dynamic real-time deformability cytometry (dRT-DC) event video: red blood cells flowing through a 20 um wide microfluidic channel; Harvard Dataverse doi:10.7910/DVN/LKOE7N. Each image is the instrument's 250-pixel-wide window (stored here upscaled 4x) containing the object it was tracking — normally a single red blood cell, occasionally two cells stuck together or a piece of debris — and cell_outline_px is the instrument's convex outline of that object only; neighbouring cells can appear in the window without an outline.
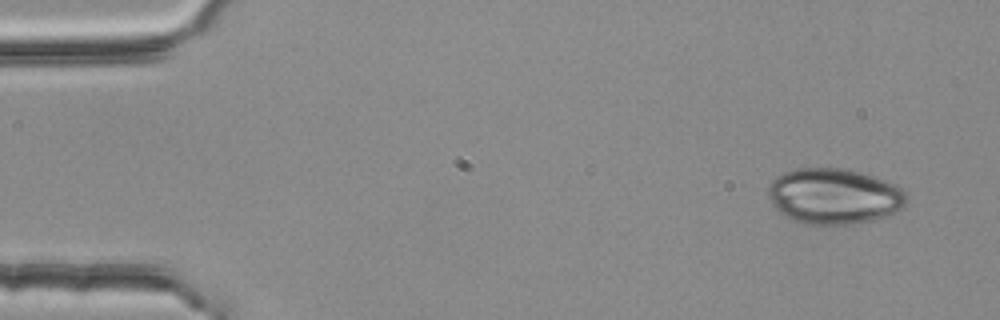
{"species": "common noctule bat (a hibernating species)", "species_latin": "Nyctalus noctula", "temperature_condition": "room temperature", "stored_images_in_passage": 3, "camera_frame_rate_fps": 3000, "um_per_image_px": 0.085, "animal": {"sex": "female", "body_mass_g": 25.1}, "frame": {"image": 1, "passage_image": 1, "time_ms": 0.0, "image_size_px": [1000, 320], "cell_outline_px": [[908, 200], [904, 208], [884, 216], [872, 220], [856, 224], [804, 224], [792, 220], [784, 216], [772, 204], [768, 196], [768, 184], [776, 176], [784, 172], [796, 168], [848, 168], [896, 184], [904, 192]], "centroid_in_image_um": [70.87, 16.67], "position_along_channel_um": 14.1, "area_um2": 45.2}}